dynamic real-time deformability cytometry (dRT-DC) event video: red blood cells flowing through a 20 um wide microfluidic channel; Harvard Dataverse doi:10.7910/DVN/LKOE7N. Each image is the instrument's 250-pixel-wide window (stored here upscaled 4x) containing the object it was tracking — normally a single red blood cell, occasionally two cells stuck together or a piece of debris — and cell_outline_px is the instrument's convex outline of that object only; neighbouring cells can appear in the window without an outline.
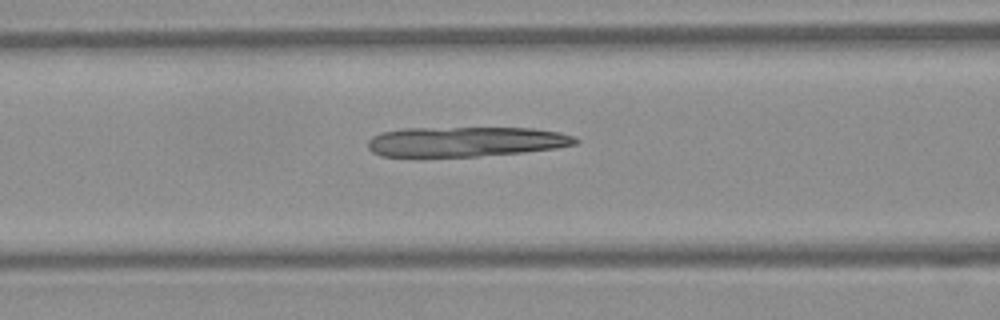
{"species": "Egyptian fruit bat (a non-hibernating species)", "species_latin": "Rousettus aegyptiacus", "temperature_condition": "warm", "stored_images_in_passage": 35, "camera_frame_rate_fps": 3000, "um_per_image_px": 0.085, "frame": {"image": 1, "passage_image": 7, "time_ms": 2.0, "image_size_px": [1000, 320], "cell_outline_px": [[580, 140], [576, 144], [556, 148], [520, 152], [480, 156], [380, 156], [372, 152], [368, 148], [368, 140], [372, 136], [384, 132], [404, 128], [532, 128], [560, 132], [576, 136]], "centroid_in_image_um": [39.61, 12.03], "position_along_channel_um": 127.0, "area_um2": 36.13}}
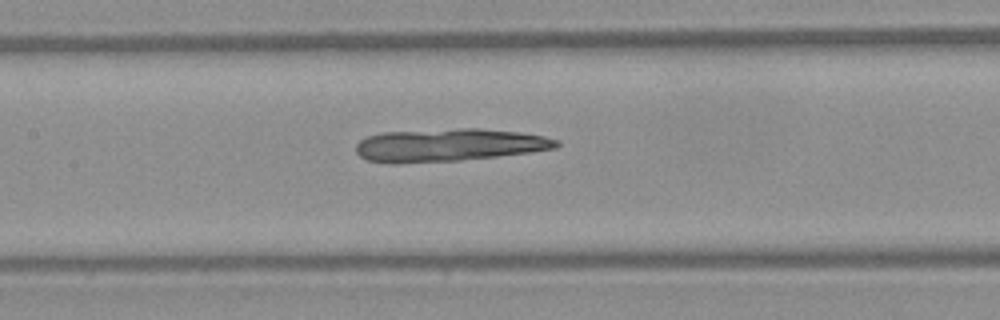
{"frame": {"image": 2, "passage_image": 10, "time_ms": 3.0, "image_size_px": [1000, 320], "cell_outline_px": [[560, 144], [556, 148], [528, 152], [496, 156], [460, 160], [396, 164], [392, 164], [368, 160], [360, 156], [356, 152], [356, 144], [360, 140], [368, 136], [384, 132], [456, 128], [480, 128], [520, 132], [544, 136], [556, 140]], "centroid_in_image_um": [38.11, 12.32], "position_along_channel_um": 169.3, "area_um2": 38.32}}
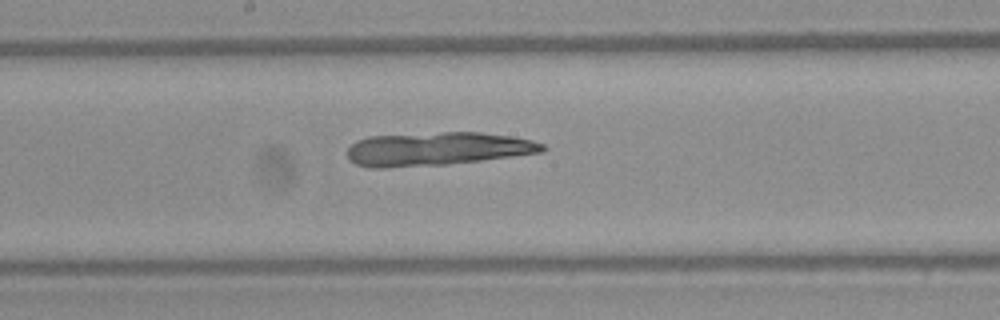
{"frame": {"image": 3, "passage_image": 13, "time_ms": 4.0, "image_size_px": [1000, 320], "cell_outline_px": [[548, 148], [540, 152], [512, 156], [448, 164], [384, 168], [372, 168], [356, 164], [348, 156], [348, 148], [356, 140], [368, 136], [444, 132], [480, 132], [508, 136], [532, 140], [544, 144]], "centroid_in_image_um": [37.14, 12.65], "position_along_channel_um": 211.1, "area_um2": 37.8}}